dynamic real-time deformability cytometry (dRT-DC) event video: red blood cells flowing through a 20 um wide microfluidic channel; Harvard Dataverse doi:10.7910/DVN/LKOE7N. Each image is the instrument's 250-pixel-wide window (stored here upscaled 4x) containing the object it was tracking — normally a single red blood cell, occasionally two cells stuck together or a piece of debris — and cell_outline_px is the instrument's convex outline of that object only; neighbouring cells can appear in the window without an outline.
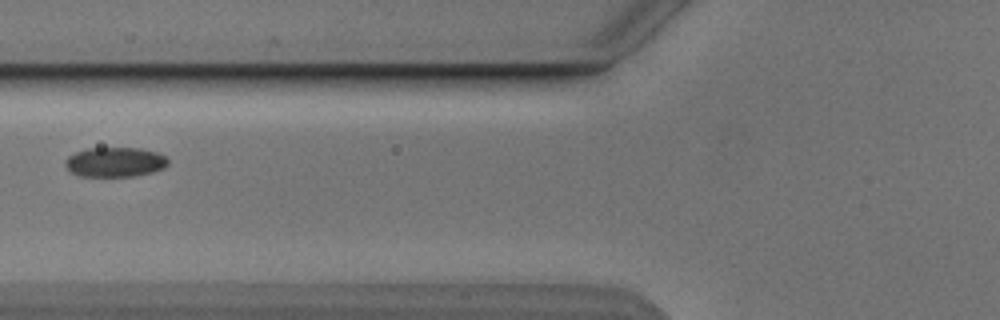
{"species": "Egyptian fruit bat (a non-hibernating species)", "species_latin": "Rousettus aegyptiacus", "temperature_condition": "cold", "stored_images_in_passage": 4, "camera_frame_rate_fps": 3000, "um_per_image_px": 0.085, "animal": {"sex": "male"}, "frame": {"image": 1, "passage_image": 4, "time_ms": 3.333, "image_size_px": [1000, 320], "cell_outline_px": [[168, 164], [164, 168], [152, 172], [136, 176], [76, 176], [64, 164], [64, 160], [68, 156], [76, 152], [88, 148], [140, 148], [156, 152], [164, 156], [168, 160]], "centroid_in_image_um": [9.76, 13.78], "position_along_channel_um": 116.0, "area_um2": 17.8}}